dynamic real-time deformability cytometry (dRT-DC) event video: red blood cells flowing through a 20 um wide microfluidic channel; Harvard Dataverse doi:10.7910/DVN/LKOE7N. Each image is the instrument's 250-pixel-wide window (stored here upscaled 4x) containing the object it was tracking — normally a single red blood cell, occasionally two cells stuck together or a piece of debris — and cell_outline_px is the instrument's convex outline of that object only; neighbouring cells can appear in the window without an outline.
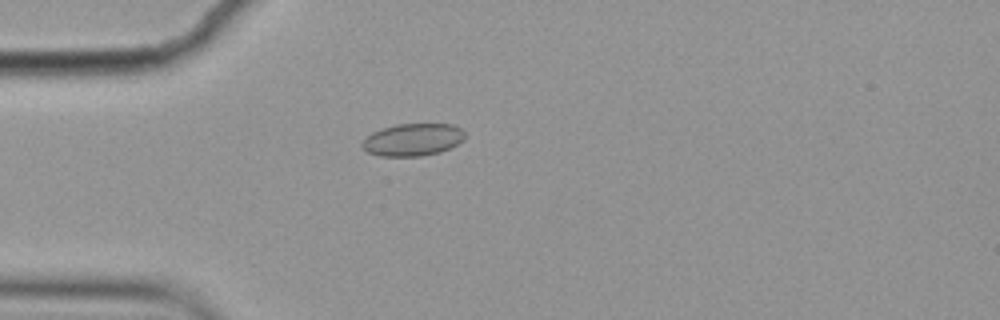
{"species": "common noctule bat (a hibernating species)", "species_latin": "Nyctalus noctula", "temperature_condition": "cold", "stored_images_in_passage": 1, "camera_frame_rate_fps": 3000, "um_per_image_px": 0.085, "animal": {"sex": "female", "body_mass_g": 19.9}, "frame": {"image": 1, "passage_image": 1, "time_ms": 0.0, "image_size_px": [1000, 320], "cell_outline_px": [[464, 140], [440, 152], [420, 156], [380, 156], [368, 152], [360, 144], [372, 132], [396, 124], [452, 124], [460, 128], [464, 132]], "centroid_in_image_um": [35.09, 11.87], "position_along_channel_um": 49.9, "area_um2": 19.19}}